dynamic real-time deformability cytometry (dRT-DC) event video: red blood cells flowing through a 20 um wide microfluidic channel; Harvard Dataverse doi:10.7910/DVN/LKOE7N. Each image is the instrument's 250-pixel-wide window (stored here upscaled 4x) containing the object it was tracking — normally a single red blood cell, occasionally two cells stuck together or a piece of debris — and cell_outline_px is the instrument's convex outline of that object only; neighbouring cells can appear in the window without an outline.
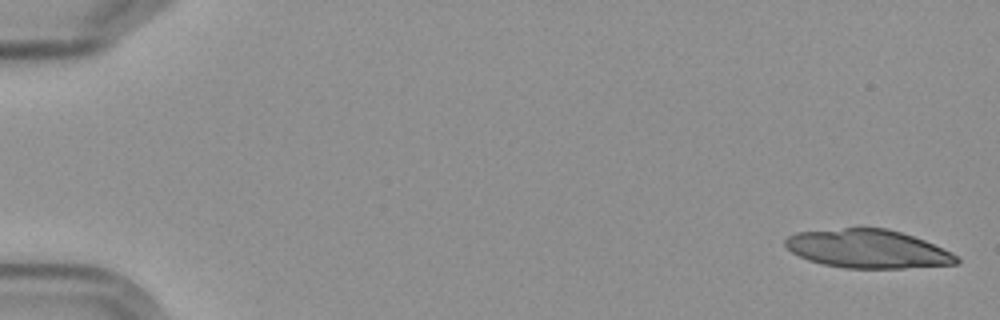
{"species": "Egyptian fruit bat (a non-hibernating species)", "species_latin": "Rousettus aegyptiacus", "temperature_condition": "cold", "stored_images_in_passage": 10, "camera_frame_rate_fps": 3000, "um_per_image_px": 0.085, "frame": {"image": 1, "passage_image": 1, "time_ms": 0.0, "image_size_px": [1000, 320], "cell_outline_px": [[960, 260], [956, 264], [904, 268], [844, 268], [824, 264], [808, 260], [792, 252], [784, 244], [784, 240], [788, 236], [796, 232], [844, 228], [888, 228], [924, 240], [956, 256]], "centroid_in_image_um": [73.71, 21.15], "position_along_channel_um": 11.3, "area_um2": 38.03}}